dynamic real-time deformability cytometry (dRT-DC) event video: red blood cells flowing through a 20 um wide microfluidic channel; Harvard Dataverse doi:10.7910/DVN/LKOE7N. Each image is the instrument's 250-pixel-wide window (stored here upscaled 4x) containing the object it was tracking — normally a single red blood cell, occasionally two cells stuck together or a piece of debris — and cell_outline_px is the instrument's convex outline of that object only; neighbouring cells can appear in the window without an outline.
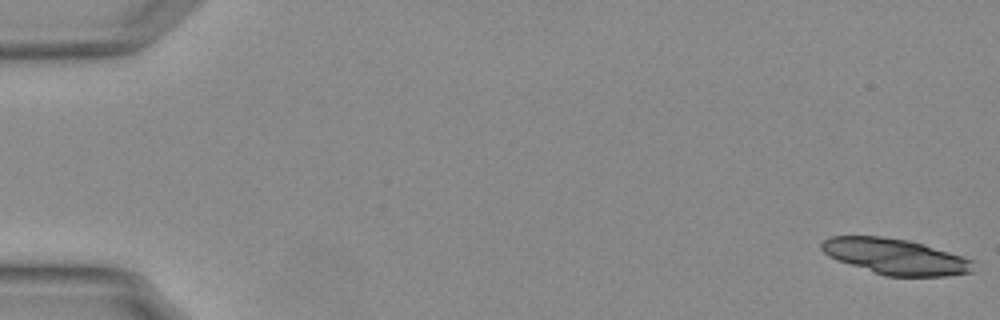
{"species": "Egyptian fruit bat (a non-hibernating species)", "species_latin": "Rousettus aegyptiacus", "temperature_condition": "warm", "stored_images_in_passage": 15, "camera_frame_rate_fps": 3000, "um_per_image_px": 0.085, "animal": {"sex": "female"}, "frame": {"image": 1, "passage_image": 1, "time_ms": 0.0, "image_size_px": [1000, 320], "cell_outline_px": [[976, 272], [948, 276], [884, 276], [836, 260], [828, 256], [820, 248], [820, 244], [824, 240], [832, 236], [884, 236], [908, 240], [924, 244], [964, 256], [976, 260]], "centroid_in_image_um": [76.18, 21.81], "position_along_channel_um": 8.8, "area_um2": 32.19}}